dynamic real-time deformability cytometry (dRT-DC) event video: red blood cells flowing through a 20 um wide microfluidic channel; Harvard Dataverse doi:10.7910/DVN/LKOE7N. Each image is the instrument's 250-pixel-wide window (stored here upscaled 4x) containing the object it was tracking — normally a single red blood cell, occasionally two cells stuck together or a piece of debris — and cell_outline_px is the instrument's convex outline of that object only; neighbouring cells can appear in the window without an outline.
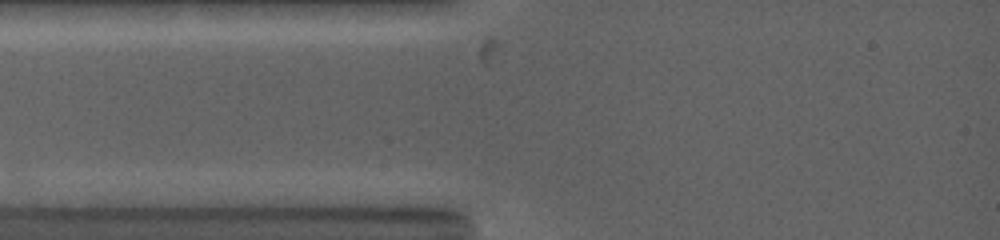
{"species": "common noctule bat (a hibernating species)", "species_latin": "Nyctalus noctula", "temperature_condition": "warm", "stored_images_in_passage": 2, "camera_frame_rate_fps": 5000, "um_per_image_px": 0.085, "animal": {"sex": "female", "body_mass_g": 19.0, "forearm_length_mm": 53.3}, "frame": {"image": 1, "passage_image": 1, "time_ms": 0.0, "image_size_px": [1000, 240], "cell_outline_px": [[432, 164], [424, 168], [324, 168], [292, 164], [292, 160], [300, 156], [344, 156], [428, 160]], "centroid_in_image_um": [30.51, 13.8], "position_along_channel_um": 54.5, "area_um2": 10.06}}